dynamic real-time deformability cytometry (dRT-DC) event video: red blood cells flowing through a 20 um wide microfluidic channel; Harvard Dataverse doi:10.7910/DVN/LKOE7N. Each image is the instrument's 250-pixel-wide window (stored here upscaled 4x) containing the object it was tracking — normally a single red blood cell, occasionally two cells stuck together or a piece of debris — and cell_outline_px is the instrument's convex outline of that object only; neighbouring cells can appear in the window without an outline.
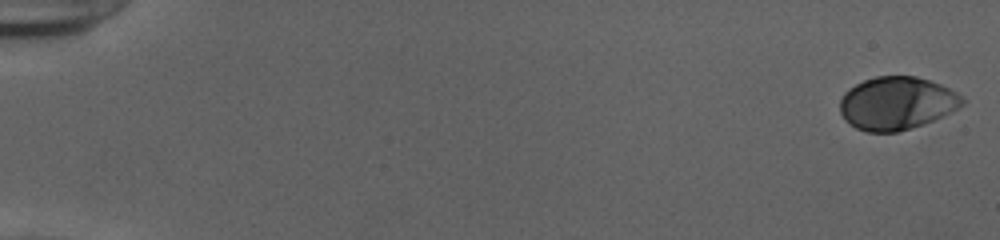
{"species": "human", "species_latin": "Homo sapiens", "temperature_condition": "cold", "stored_images_in_passage": 53, "camera_frame_rate_fps": 3000, "um_per_image_px": 0.085, "donor": {"sex": "female"}, "frame": {"image": 1, "passage_image": 1, "time_ms": 0.0, "image_size_px": [1000, 240], "cell_outline_px": [[968, 100], [964, 104], [932, 120], [896, 132], [868, 132], [856, 128], [844, 120], [840, 112], [840, 100], [844, 92], [848, 88], [864, 80], [876, 76], [916, 76], [940, 84], [956, 92]], "centroid_in_image_um": [76.18, 8.76], "position_along_channel_um": 8.8, "area_um2": 37.51}}
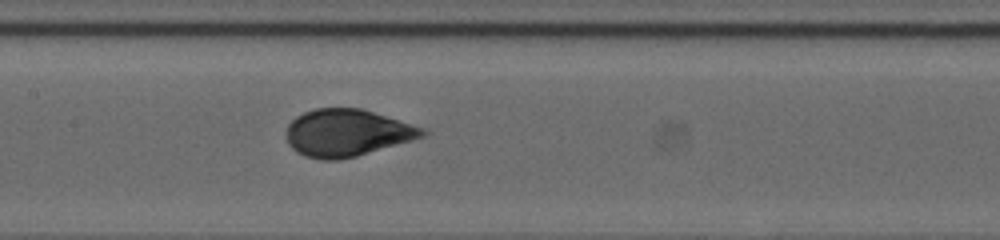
{"frame": {"image": 2, "passage_image": 28, "time_ms": 9.0, "image_size_px": [1000, 240], "cell_outline_px": [[428, 132], [424, 136], [412, 140], [356, 156], [336, 160], [324, 160], [304, 156], [296, 152], [288, 144], [288, 124], [296, 116], [304, 112], [316, 108], [360, 108], [412, 124], [424, 128]], "centroid_in_image_um": [29.48, 11.29], "position_along_channel_um": 177.9, "area_um2": 37.05}}
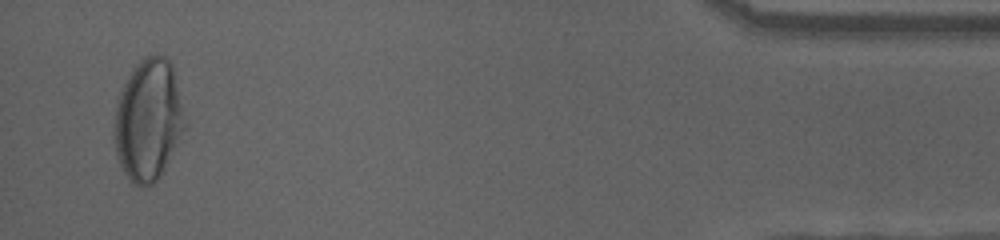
{"frame": {"image": 3, "passage_image": 52, "time_ms": 17.0, "image_size_px": [1000, 240], "cell_outline_px": [[188, 124], [164, 168], [156, 180], [152, 184], [144, 188], [140, 188], [132, 184], [128, 180], [116, 156], [112, 136], [112, 124], [116, 100], [132, 68], [140, 60], [156, 52], [164, 56], [172, 64]], "centroid_in_image_um": [12.58, 10.21], "position_along_channel_um": 422.6, "area_um2": 51.04}, "authors_computed_cell_mechanics": {"area_um2": 37.57, "velocity_mm_per_s": 3.905, "shape_relaxation_time_tau1_ms": 4.0712, "shape_relaxation_time_tau2_ms": null, "deformation_change_tau1": 0.1529, "deformation_change_tau2": null}}